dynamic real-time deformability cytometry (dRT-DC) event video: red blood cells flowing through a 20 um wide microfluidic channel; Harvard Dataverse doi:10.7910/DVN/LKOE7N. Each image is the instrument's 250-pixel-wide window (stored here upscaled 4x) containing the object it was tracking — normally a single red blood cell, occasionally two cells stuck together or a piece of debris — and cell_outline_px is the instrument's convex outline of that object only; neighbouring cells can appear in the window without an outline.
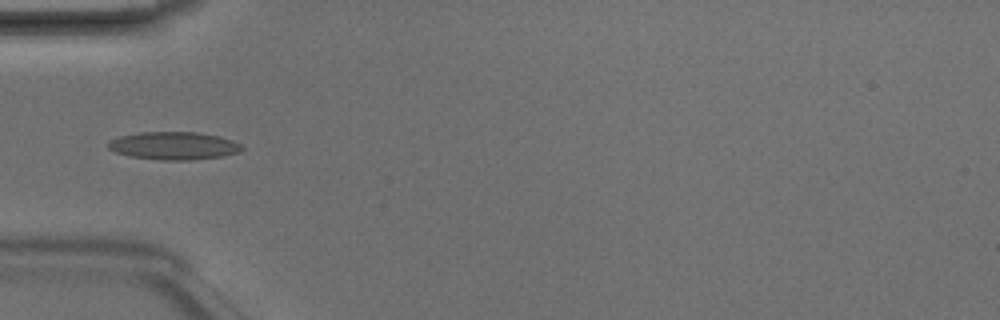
{"species": "Egyptian fruit bat (a non-hibernating species)", "species_latin": "Rousettus aegyptiacus", "temperature_condition": "room temperature", "stored_images_in_passage": 5, "camera_frame_rate_fps": 3000, "um_per_image_px": 0.085, "animal": {"sex": "male"}, "frame": {"image": 1, "passage_image": 4, "time_ms": 1.0, "image_size_px": [1000, 320], "cell_outline_px": [[244, 148], [240, 152], [224, 156], [192, 160], [164, 160], [128, 156], [116, 152], [108, 148], [108, 144], [112, 140], [120, 136], [140, 132], [196, 132], [220, 136], [232, 140], [240, 144]], "centroid_in_image_um": [14.81, 12.39], "position_along_channel_um": 70.2, "area_um2": 21.68}}